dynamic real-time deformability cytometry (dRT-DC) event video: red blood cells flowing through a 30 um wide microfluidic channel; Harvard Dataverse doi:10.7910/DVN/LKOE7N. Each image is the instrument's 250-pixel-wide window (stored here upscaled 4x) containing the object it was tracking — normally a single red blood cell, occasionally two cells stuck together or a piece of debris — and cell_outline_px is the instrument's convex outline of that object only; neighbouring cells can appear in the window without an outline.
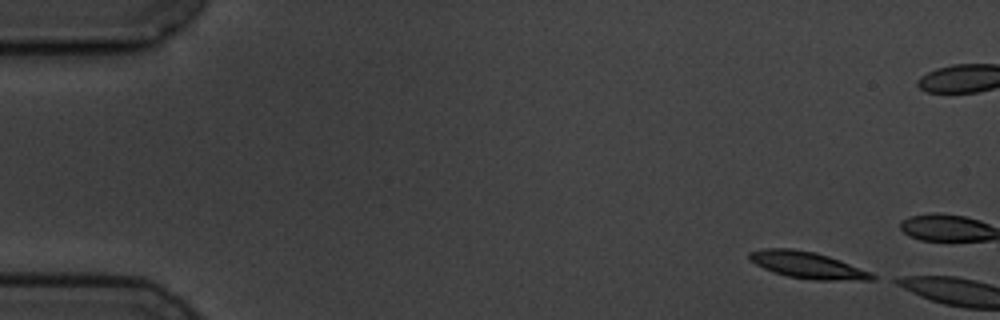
{"species": "common noctule bat (a hibernating species)", "species_latin": "Nyctalus noctula", "temperature_condition": "cold", "stored_images_in_passage": 5, "camera_frame_rate_fps": 3000, "um_per_image_px": 0.085, "animal": {"sex": "male", "body_mass_g": 19.5, "forearm_length_mm": 54.6}, "frame": {"image": 1, "passage_image": 1, "time_ms": 0.0, "image_size_px": [1000, 320], "cell_outline_px": [[876, 280], [812, 280], [788, 276], [764, 268], [748, 260], [748, 252], [764, 248], [792, 248], [816, 252], [840, 260], [868, 272], [876, 276]], "centroid_in_image_um": [68.59, 22.52], "position_along_channel_um": 16.4, "area_um2": 18.9}}